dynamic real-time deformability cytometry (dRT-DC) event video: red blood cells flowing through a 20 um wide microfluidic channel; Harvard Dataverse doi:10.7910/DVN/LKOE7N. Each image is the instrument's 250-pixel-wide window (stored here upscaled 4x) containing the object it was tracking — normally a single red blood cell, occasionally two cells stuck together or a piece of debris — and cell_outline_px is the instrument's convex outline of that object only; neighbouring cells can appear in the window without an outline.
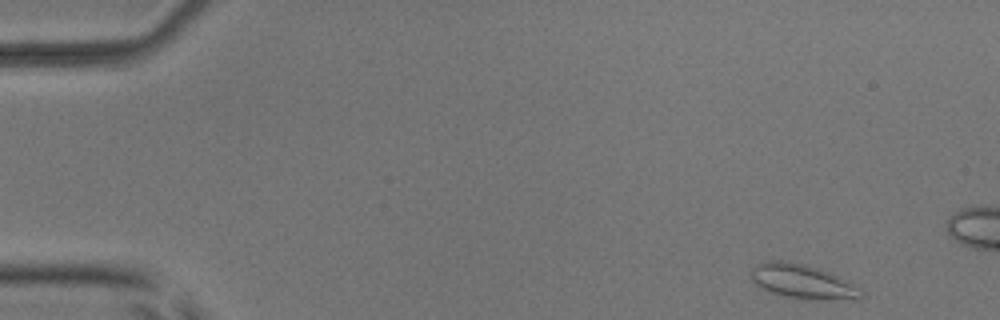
{"species": "common noctule bat (a hibernating species)", "species_latin": "Nyctalus noctula", "temperature_condition": "room temperature", "stored_images_in_passage": 13, "camera_frame_rate_fps": 3000, "um_per_image_px": 0.085, "animal": {"sex": "male", "body_mass_g": 17.9, "forearm_length_mm": 54.2}, "frame": {"image": 1, "passage_image": 1, "time_ms": 0.0, "image_size_px": [1000, 320], "cell_outline_px": [[864, 296], [860, 300], [808, 300], [780, 296], [760, 288], [752, 280], [752, 268], [756, 264], [764, 260], [780, 260], [804, 264], [840, 276], [856, 288]], "centroid_in_image_um": [68.19, 23.96], "position_along_channel_um": 16.8, "area_um2": 22.2}}